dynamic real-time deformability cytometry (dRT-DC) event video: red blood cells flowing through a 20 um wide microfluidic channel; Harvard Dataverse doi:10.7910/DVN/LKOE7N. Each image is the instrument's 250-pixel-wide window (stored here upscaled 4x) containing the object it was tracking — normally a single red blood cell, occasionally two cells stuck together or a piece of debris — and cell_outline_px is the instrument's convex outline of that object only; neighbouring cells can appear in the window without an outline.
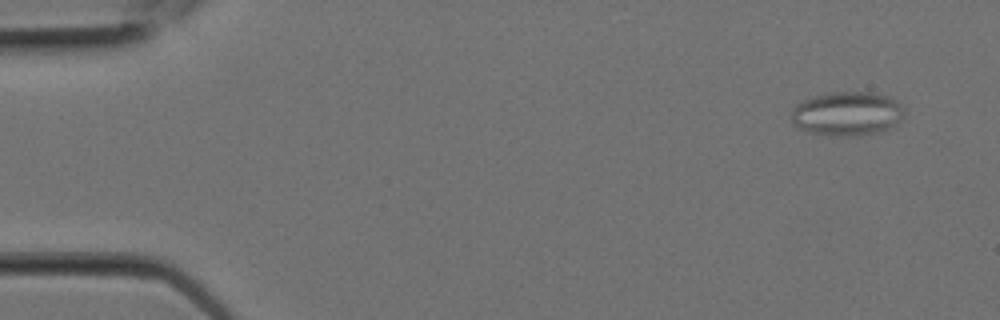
{"species": "Egyptian fruit bat (a non-hibernating species)", "species_latin": "Rousettus aegyptiacus", "temperature_condition": "room temperature", "stored_images_in_passage": 2, "camera_frame_rate_fps": 3000, "um_per_image_px": 0.085, "animal": {"sex": "female"}, "frame": {"image": 1, "passage_image": 1, "time_ms": 0.0, "image_size_px": [1000, 320], "cell_outline_px": [[904, 116], [900, 120], [888, 128], [876, 132], [860, 136], [844, 136], [808, 132], [800, 128], [792, 120], [792, 108], [796, 104], [804, 100], [828, 92], [872, 92], [888, 96], [896, 100], [904, 108]], "centroid_in_image_um": [72.02, 9.65], "position_along_channel_um": 13.0, "area_um2": 28.78}}